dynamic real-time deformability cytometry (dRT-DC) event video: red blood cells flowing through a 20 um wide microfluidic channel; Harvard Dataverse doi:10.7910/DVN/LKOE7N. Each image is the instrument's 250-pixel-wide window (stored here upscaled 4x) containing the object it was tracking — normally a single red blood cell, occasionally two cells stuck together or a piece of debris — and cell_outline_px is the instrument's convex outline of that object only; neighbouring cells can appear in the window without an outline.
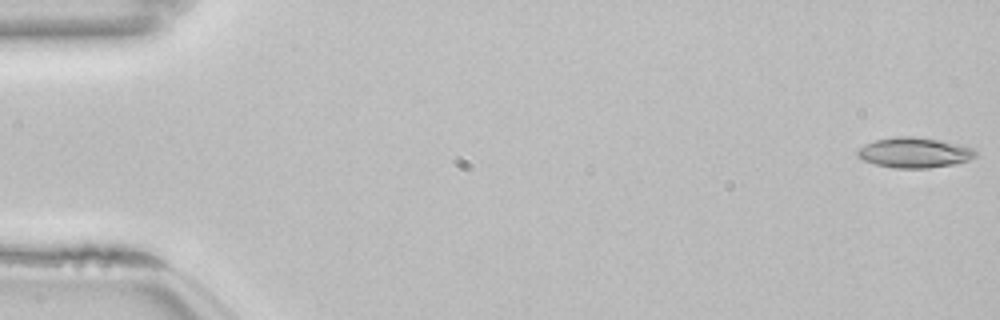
{"species": "common noctule bat (a hibernating species)", "species_latin": "Nyctalus noctula", "temperature_condition": "room temperature", "stored_images_in_passage": 53, "camera_frame_rate_fps": 3000, "um_per_image_px": 0.085, "animal": {"sex": "female", "body_mass_g": 22.7, "forearm_length_mm": 54.2}, "frame": {"image": 1, "passage_image": 1, "time_ms": 0.0, "image_size_px": [1000, 320], "cell_outline_px": [[976, 156], [968, 160], [956, 164], [928, 168], [896, 168], [876, 164], [864, 160], [856, 156], [856, 152], [860, 148], [876, 140], [900, 136], [908, 136], [936, 140], [960, 144], [972, 148], [976, 152]], "centroid_in_image_um": [77.74, 12.99], "position_along_channel_um": 7.3, "area_um2": 20.46}}
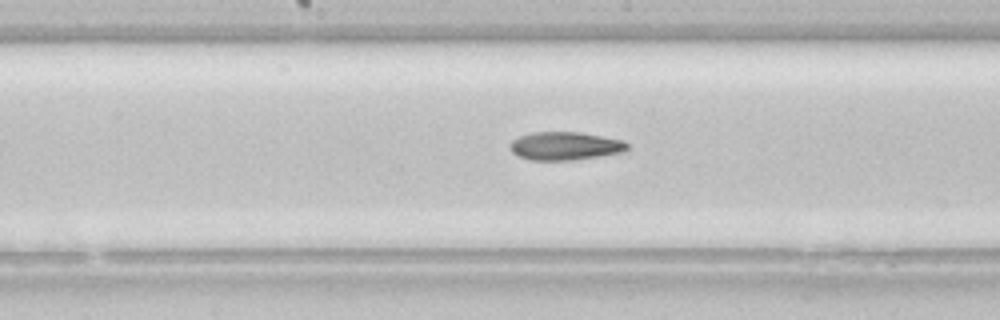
{"frame": {"image": 2, "passage_image": 28, "time_ms": 9.0, "image_size_px": [1000, 320], "cell_outline_px": [[628, 148], [624, 152], [600, 156], [572, 160], [528, 160], [512, 152], [508, 144], [512, 140], [520, 136], [532, 132], [580, 132], [624, 140], [628, 144]], "centroid_in_image_um": [48.03, 12.4], "position_along_channel_um": 200.2, "area_um2": 19.36}}
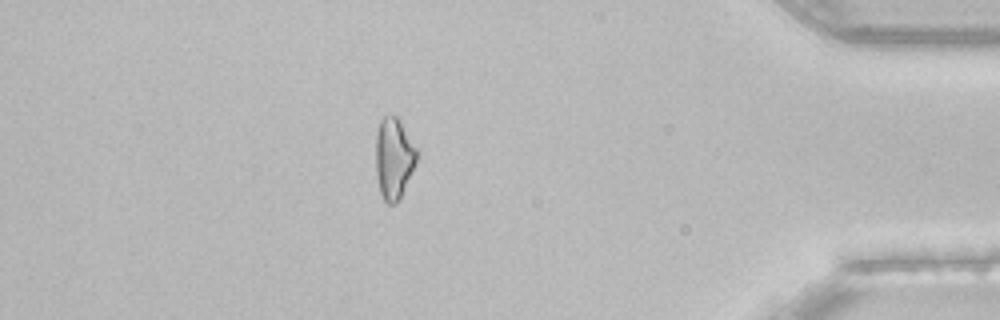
{"frame": {"image": 3, "passage_image": 47, "time_ms": 15.333, "image_size_px": [1000, 320], "cell_outline_px": [[416, 160], [400, 196], [396, 204], [388, 204], [384, 200], [380, 192], [376, 176], [376, 132], [380, 120], [384, 116], [392, 112], [400, 120], [416, 148]], "centroid_in_image_um": [33.43, 13.4], "position_along_channel_um": 401.8, "area_um2": 19.13}, "authors_computed_cell_mechanics": {"area_um2": 19.7676, "velocity_mm_per_s": 3.8658, "shape_relaxation_time_tau1_ms": 5.3563, "shape_relaxation_time_tau2_ms": 6.2339, "deformation_change_tau1": 0.1581, "deformation_change_tau2": 0.1617}}